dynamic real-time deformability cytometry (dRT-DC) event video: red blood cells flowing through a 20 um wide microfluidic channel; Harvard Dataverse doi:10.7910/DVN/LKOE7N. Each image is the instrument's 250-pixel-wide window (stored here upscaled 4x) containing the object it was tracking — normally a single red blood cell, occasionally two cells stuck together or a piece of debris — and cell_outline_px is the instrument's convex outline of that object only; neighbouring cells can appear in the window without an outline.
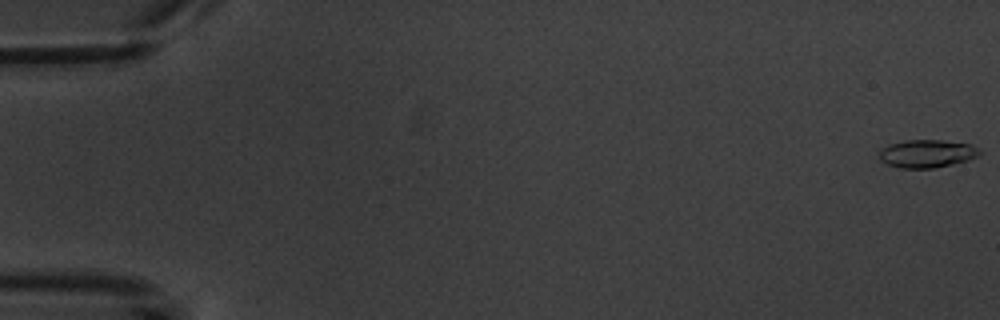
{"species": "common noctule bat (a hibernating species)", "species_latin": "Nyctalus noctula", "temperature_condition": "warm", "stored_images_in_passage": 7, "camera_frame_rate_fps": 3000, "um_per_image_px": 0.085, "animal": {"sex": "male", "body_mass_g": 20.1, "forearm_length_mm": 53.5}, "frame": {"image": 1, "passage_image": 1, "time_ms": 0.0, "image_size_px": [1000, 320], "cell_outline_px": [[980, 152], [976, 156], [968, 160], [936, 168], [900, 168], [888, 164], [880, 160], [880, 148], [888, 144], [904, 140], [940, 140], [972, 144], [980, 148]], "centroid_in_image_um": [78.78, 13.05], "position_along_channel_um": 6.2, "area_um2": 16.42}}